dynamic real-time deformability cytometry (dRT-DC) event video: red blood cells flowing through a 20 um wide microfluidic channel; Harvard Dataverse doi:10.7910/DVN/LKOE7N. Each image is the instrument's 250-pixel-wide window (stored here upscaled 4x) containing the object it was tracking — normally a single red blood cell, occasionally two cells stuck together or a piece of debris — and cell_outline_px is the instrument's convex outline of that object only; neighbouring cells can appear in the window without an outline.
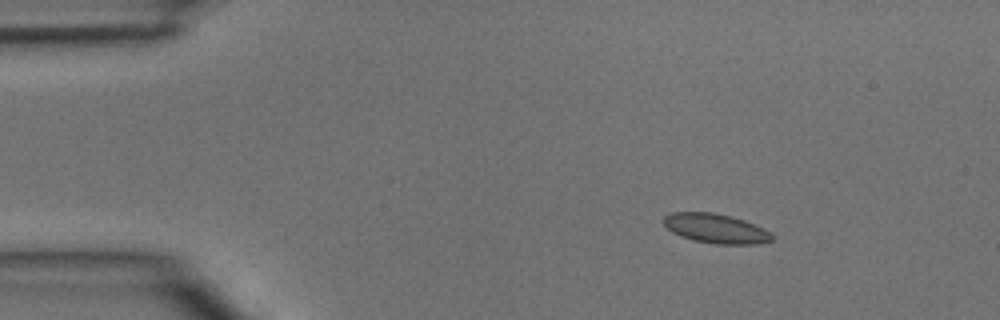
{"species": "common noctule bat (a hibernating species)", "species_latin": "Nyctalus noctula", "temperature_condition": "room temperature", "stored_images_in_passage": 4, "camera_frame_rate_fps": 3000, "um_per_image_px": 0.085, "animal": {"sex": "male", "body_mass_g": 15.6}, "frame": {"image": 1, "passage_image": 2, "time_ms": 0.333, "image_size_px": [1000, 320], "cell_outline_px": [[772, 240], [756, 244], [716, 244], [692, 240], [680, 236], [672, 232], [664, 224], [664, 216], [672, 212], [712, 212], [744, 220], [768, 232], [772, 236]], "centroid_in_image_um": [60.78, 19.42], "position_along_channel_um": 24.2, "area_um2": 18.26}}